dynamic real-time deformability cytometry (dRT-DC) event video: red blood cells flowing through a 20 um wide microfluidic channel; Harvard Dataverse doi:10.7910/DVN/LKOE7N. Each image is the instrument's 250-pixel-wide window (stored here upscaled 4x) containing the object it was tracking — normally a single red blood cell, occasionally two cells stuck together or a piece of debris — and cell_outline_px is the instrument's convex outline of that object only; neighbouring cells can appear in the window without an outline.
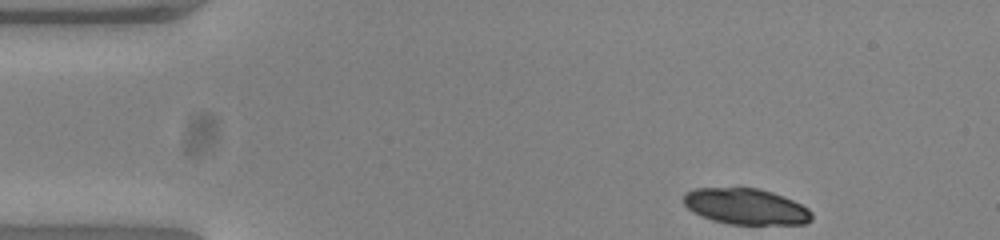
{"species": "common noctule bat (a hibernating species)", "species_latin": "Nyctalus noctula", "temperature_condition": "warm", "stored_images_in_passage": 47, "camera_frame_rate_fps": 3000, "um_per_image_px": 0.085, "animal": {"sex": "female", "body_mass_g": 23.0, "forearm_length_mm": 53.4}, "frame": {"image": 1, "passage_image": 1, "time_ms": 0.0, "image_size_px": [1000, 240], "cell_outline_px": [[812, 220], [804, 224], [728, 224], [712, 220], [700, 216], [692, 212], [684, 204], [684, 196], [688, 192], [696, 188], [760, 188], [784, 196], [808, 208], [812, 212]], "centroid_in_image_um": [63.41, 17.56], "position_along_channel_um": 21.6, "area_um2": 26.88}}